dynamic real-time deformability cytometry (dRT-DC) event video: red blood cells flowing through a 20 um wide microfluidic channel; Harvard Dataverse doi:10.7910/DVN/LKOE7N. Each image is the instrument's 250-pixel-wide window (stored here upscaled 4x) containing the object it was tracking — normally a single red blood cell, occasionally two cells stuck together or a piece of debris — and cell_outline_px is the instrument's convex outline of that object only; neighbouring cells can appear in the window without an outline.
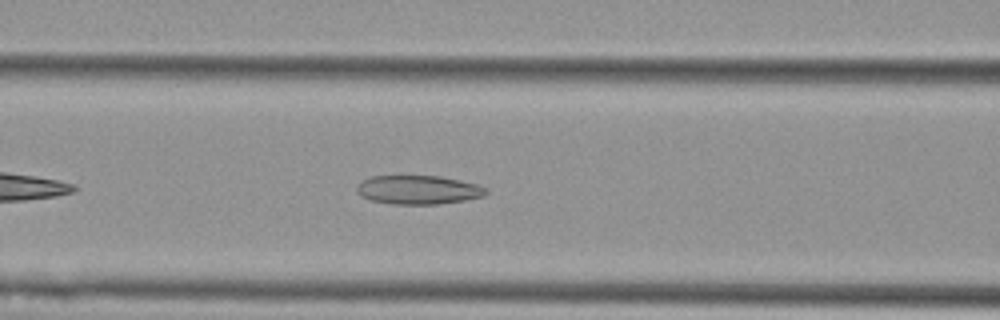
{"species": "Egyptian fruit bat (a non-hibernating species)", "species_latin": "Rousettus aegyptiacus", "temperature_condition": "cold", "stored_images_in_passage": 39, "camera_frame_rate_fps": 3000, "um_per_image_px": 0.085, "animal": {"sex": "female"}, "frame": {"image": 1, "passage_image": 9, "time_ms": 2.667, "image_size_px": [1000, 320], "cell_outline_px": [[488, 192], [484, 196], [464, 200], [440, 204], [392, 204], [372, 200], [360, 196], [356, 192], [356, 188], [364, 180], [372, 176], [440, 176], [460, 180], [476, 184], [488, 188]], "centroid_in_image_um": [35.58, 16.14], "position_along_channel_um": 131.0, "area_um2": 21.68}}
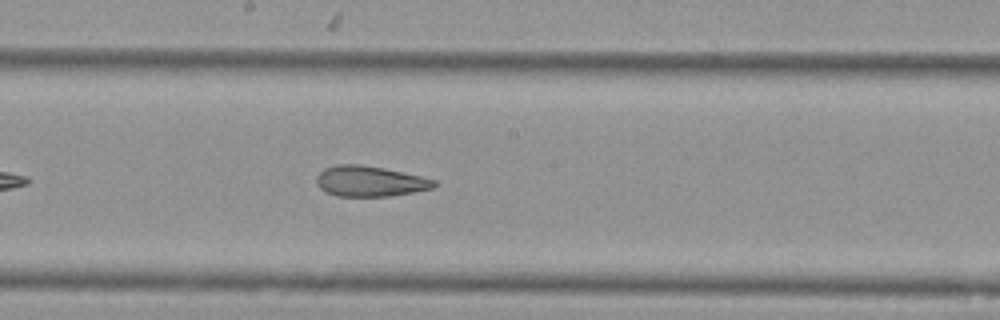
{"frame": {"image": 2, "passage_image": 16, "time_ms": 5.0, "image_size_px": [1000, 320], "cell_outline_px": [[436, 184], [432, 188], [392, 196], [336, 196], [320, 188], [316, 184], [316, 176], [324, 168], [336, 164], [360, 164], [384, 168], [420, 176], [436, 180]], "centroid_in_image_um": [31.4, 15.4], "position_along_channel_um": 216.8, "area_um2": 20.87}}
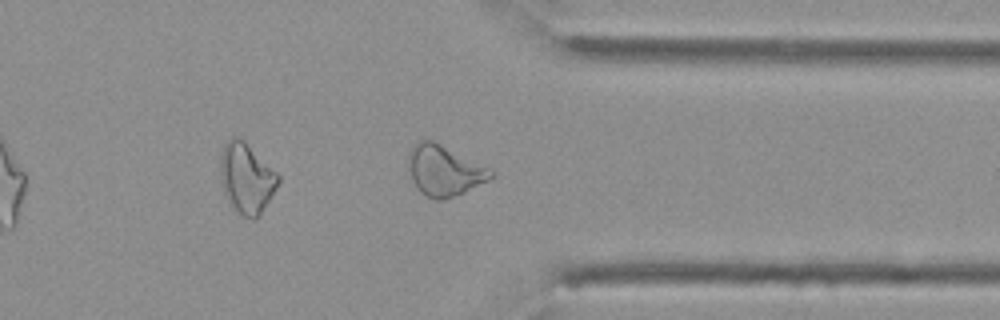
{"frame": {"image": 3, "passage_image": 29, "time_ms": 9.333, "image_size_px": [1000, 320], "cell_outline_px": [[496, 176], [464, 192], [440, 200], [436, 200], [424, 196], [416, 188], [412, 180], [408, 164], [408, 152], [416, 140], [432, 140], [496, 172]], "centroid_in_image_um": [37.72, 14.5], "position_along_channel_um": 373.7, "area_um2": 24.1}, "authors_computed_cell_mechanics": {"area_um2": 22.3686, "velocity_mm_per_s": 3.6881, "shape_relaxation_time_tau1_ms": null, "shape_relaxation_time_tau2_ms": 3.4015, "deformation_change_tau1": null, "deformation_change_tau2": 0.1235}}